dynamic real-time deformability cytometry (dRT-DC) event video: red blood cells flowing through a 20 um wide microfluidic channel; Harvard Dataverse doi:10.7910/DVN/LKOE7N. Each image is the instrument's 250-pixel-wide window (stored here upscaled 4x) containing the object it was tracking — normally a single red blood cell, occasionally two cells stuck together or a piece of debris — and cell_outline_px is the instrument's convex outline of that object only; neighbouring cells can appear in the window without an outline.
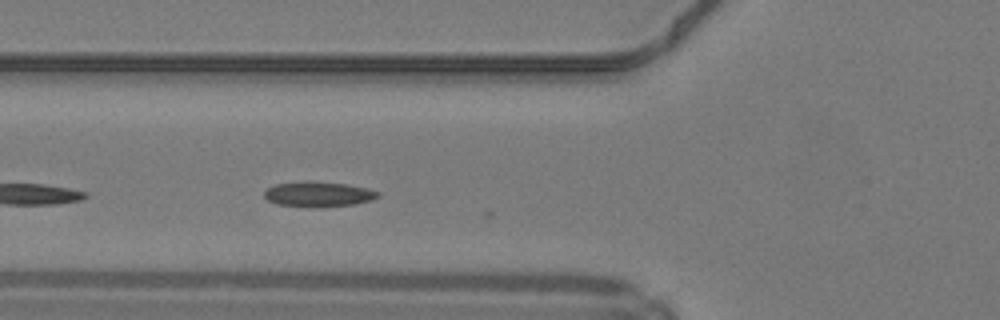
{"species": "common noctule bat (a hibernating species)", "species_latin": "Nyctalus noctula", "temperature_condition": "warm", "stored_images_in_passage": 7, "camera_frame_rate_fps": 3000, "um_per_image_px": 0.085, "animal": {"sex": "male", "body_mass_g": 19.2, "forearm_length_mm": 51.8}, "frame": {"image": 1, "passage_image": 5, "time_ms": 1.333, "image_size_px": [1000, 320], "cell_outline_px": [[380, 196], [372, 200], [356, 204], [276, 204], [268, 200], [264, 196], [264, 192], [268, 188], [276, 184], [304, 180], [344, 184], [368, 188], [380, 192]], "centroid_in_image_um": [27.09, 16.44], "position_along_channel_um": 98.7, "area_um2": 15.72}}